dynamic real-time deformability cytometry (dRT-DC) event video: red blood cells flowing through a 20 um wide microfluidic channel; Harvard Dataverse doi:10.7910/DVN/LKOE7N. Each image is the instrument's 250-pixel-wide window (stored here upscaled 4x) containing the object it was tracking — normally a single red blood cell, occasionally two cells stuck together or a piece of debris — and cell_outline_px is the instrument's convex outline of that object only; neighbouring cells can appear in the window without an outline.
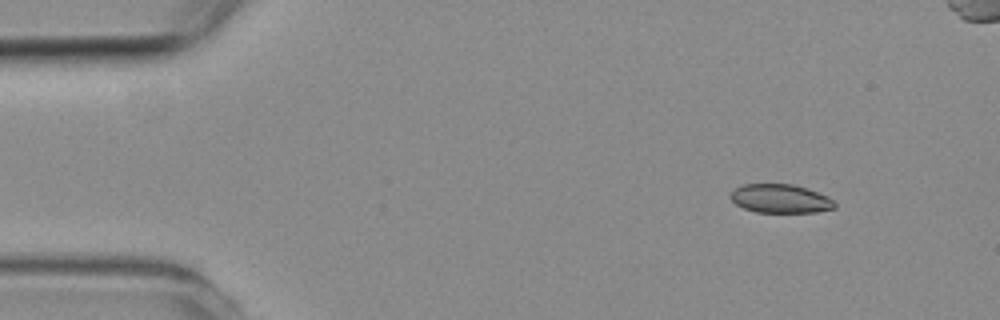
{"species": "common noctule bat (a hibernating species)", "species_latin": "Nyctalus noctula", "temperature_condition": "room temperature", "stored_images_in_passage": 7, "camera_frame_rate_fps": 3000, "um_per_image_px": 0.085, "animal": {"sex": "female", "body_mass_g": 19.3, "forearm_length_mm": 54.1}, "frame": {"image": 1, "passage_image": 1, "time_ms": 0.0, "image_size_px": [1000, 320], "cell_outline_px": [[836, 208], [816, 212], [756, 212], [744, 208], [736, 204], [728, 196], [740, 184], [792, 184], [828, 196], [836, 204]], "centroid_in_image_um": [66.31, 16.88], "position_along_channel_um": 18.7, "area_um2": 17.34}}
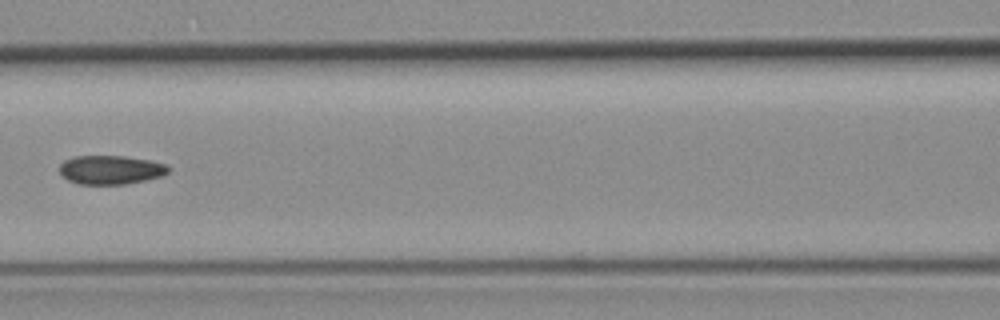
{"frame": {"image": 2, "passage_image": 6, "time_ms": 5.667, "image_size_px": [1000, 320], "cell_outline_px": [[168, 172], [160, 176], [144, 180], [124, 184], [76, 184], [68, 180], [60, 172], [60, 164], [64, 160], [76, 156], [124, 156], [152, 160], [168, 164]], "centroid_in_image_um": [9.4, 14.42], "position_along_channel_um": 157.2, "area_um2": 18.26}}
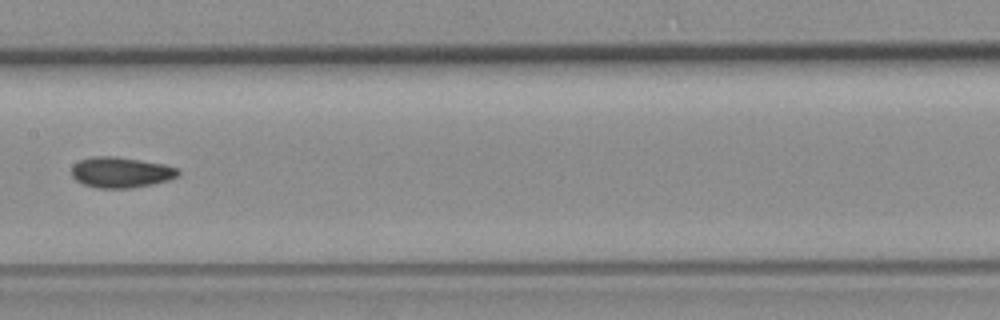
{"frame": {"image": 3, "passage_image": 7, "time_ms": 6.667, "image_size_px": [1000, 320], "cell_outline_px": [[180, 176], [168, 180], [152, 184], [132, 188], [96, 188], [84, 184], [76, 180], [72, 176], [72, 164], [80, 160], [92, 156], [116, 156], [164, 164], [180, 168]], "centroid_in_image_um": [10.3, 14.64], "position_along_channel_um": 197.1, "area_um2": 19.25}}